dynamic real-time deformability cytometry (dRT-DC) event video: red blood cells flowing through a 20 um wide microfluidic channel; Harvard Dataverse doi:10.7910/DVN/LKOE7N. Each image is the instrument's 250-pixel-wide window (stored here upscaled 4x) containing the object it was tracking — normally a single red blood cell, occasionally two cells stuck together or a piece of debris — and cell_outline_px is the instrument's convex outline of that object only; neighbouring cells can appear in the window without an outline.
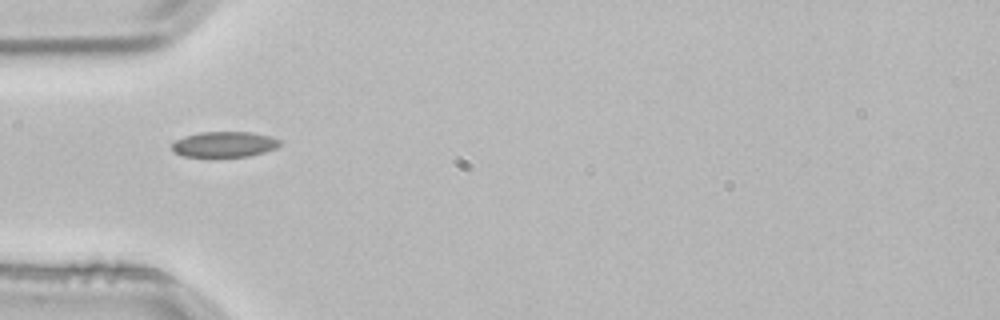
{"species": "common noctule bat (a hibernating species)", "species_latin": "Nyctalus noctula", "temperature_condition": "room temperature", "stored_images_in_passage": 1, "camera_frame_rate_fps": 3000, "um_per_image_px": 0.085, "animal": {"sex": "male", "body_mass_g": 21.5, "forearm_length_mm": 52.0}, "frame": {"image": 1, "passage_image": 1, "time_ms": 0.0, "image_size_px": [1000, 320], "cell_outline_px": [[280, 144], [276, 148], [264, 152], [248, 156], [212, 160], [184, 156], [176, 152], [172, 148], [172, 144], [176, 140], [184, 136], [200, 132], [252, 132], [268, 136], [280, 140]], "centroid_in_image_um": [19.03, 12.32], "position_along_channel_um": 66.0, "area_um2": 16.7}}